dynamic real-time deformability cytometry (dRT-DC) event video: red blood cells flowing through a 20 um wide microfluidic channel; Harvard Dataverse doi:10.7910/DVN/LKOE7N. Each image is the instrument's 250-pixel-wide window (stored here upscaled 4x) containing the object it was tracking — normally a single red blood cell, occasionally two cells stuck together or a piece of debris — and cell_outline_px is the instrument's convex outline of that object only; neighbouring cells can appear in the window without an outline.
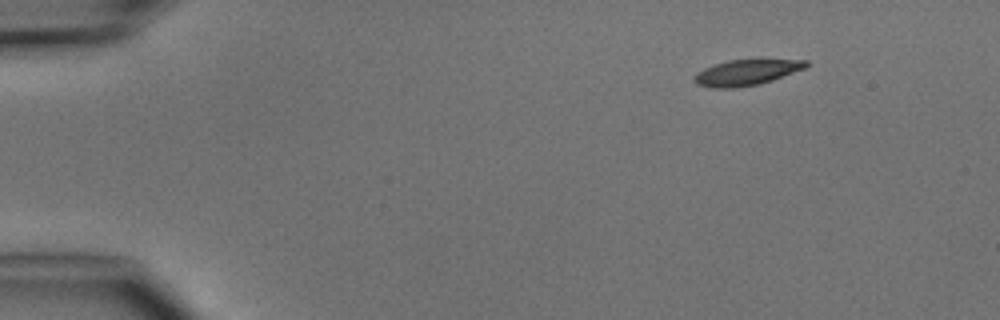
{"species": "common noctule bat (a hibernating species)", "species_latin": "Nyctalus noctula", "temperature_condition": "cold", "stored_images_in_passage": 3, "camera_frame_rate_fps": 3000, "um_per_image_px": 0.085, "animal": {"sex": "male", "body_mass_g": 15.6}, "frame": {"image": 1, "passage_image": 1, "time_ms": 0.0, "image_size_px": [1000, 320], "cell_outline_px": [[808, 68], [760, 84], [736, 88], [712, 88], [696, 84], [692, 80], [692, 76], [696, 72], [704, 68], [728, 60], [808, 60]], "centroid_in_image_um": [63.42, 6.17], "position_along_channel_um": 21.6, "area_um2": 16.88}}
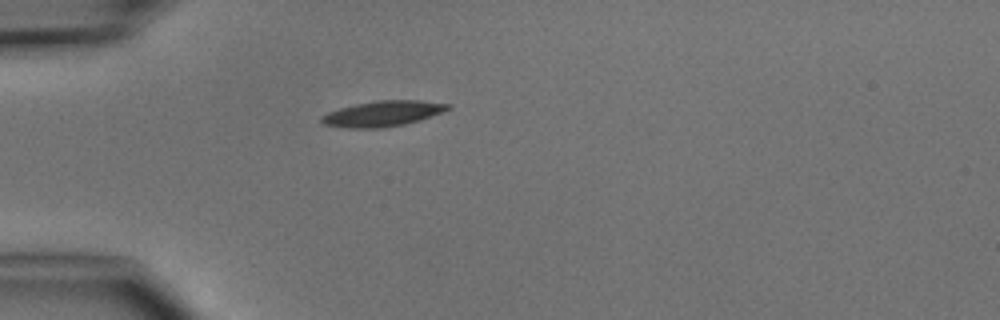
{"frame": {"image": 2, "passage_image": 3, "time_ms": 2.667, "image_size_px": [1000, 320], "cell_outline_px": [[452, 108], [420, 120], [404, 124], [384, 128], [348, 128], [324, 124], [320, 120], [320, 116], [328, 112], [340, 108], [356, 104], [376, 100], [420, 100], [452, 104]], "centroid_in_image_um": [32.55, 9.65], "position_along_channel_um": 52.4, "area_um2": 18.84}}